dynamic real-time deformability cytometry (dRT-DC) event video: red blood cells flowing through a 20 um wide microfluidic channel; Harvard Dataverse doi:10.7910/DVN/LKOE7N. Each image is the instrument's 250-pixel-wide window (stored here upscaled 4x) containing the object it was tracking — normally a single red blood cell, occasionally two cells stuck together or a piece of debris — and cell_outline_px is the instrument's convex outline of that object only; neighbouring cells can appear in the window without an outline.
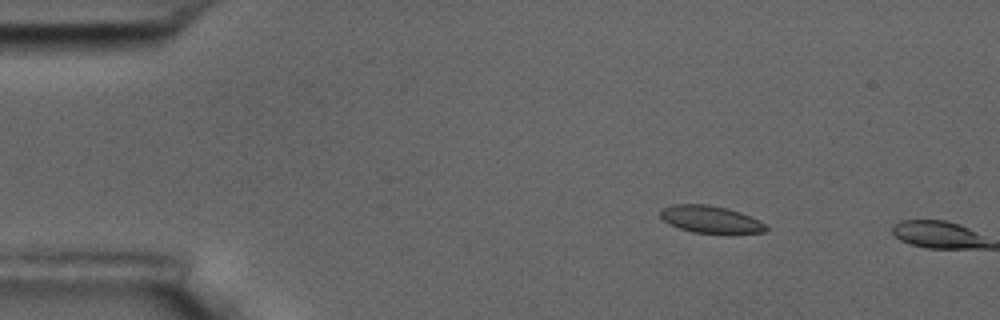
{"species": "common noctule bat (a hibernating species)", "species_latin": "Nyctalus noctula", "temperature_condition": "room temperature", "stored_images_in_passage": 2, "camera_frame_rate_fps": 3000, "um_per_image_px": 0.085, "animal": {"sex": "male", "body_mass_g": 17.5, "forearm_length_mm": 52.3}, "frame": {"image": 1, "passage_image": 1, "time_ms": 0.0, "image_size_px": [1000, 320], "cell_outline_px": [[768, 228], [764, 232], [692, 232], [680, 228], [664, 220], [660, 216], [660, 208], [672, 204], [708, 204], [728, 208], [740, 212], [760, 220]], "centroid_in_image_um": [60.36, 18.61], "position_along_channel_um": 24.6, "area_um2": 16.42}}